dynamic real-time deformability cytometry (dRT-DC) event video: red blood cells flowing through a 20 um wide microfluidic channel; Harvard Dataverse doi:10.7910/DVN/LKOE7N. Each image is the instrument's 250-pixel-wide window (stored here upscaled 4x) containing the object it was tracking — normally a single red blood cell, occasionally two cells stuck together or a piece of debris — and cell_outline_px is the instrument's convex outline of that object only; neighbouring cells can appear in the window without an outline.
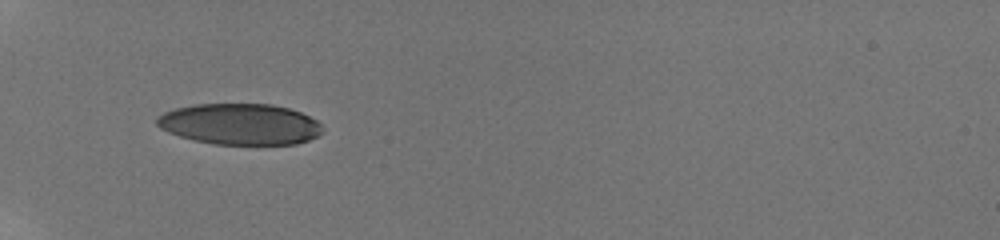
{"species": "human", "species_latin": "Homo sapiens", "temperature_condition": "room temperature", "stored_images_in_passage": 9, "camera_frame_rate_fps": 3000, "um_per_image_px": 0.085, "donor": {"sex": "male"}, "frame": {"image": 1, "passage_image": 1, "time_ms": 0.0, "image_size_px": [1000, 240], "cell_outline_px": [[324, 132], [308, 140], [296, 144], [212, 144], [180, 136], [168, 132], [160, 128], [156, 124], [156, 116], [164, 112], [176, 108], [196, 104], [272, 104], [288, 108], [300, 112], [316, 120], [320, 124]], "centroid_in_image_um": [20.39, 10.55], "position_along_channel_um": 64.6, "area_um2": 39.59}}
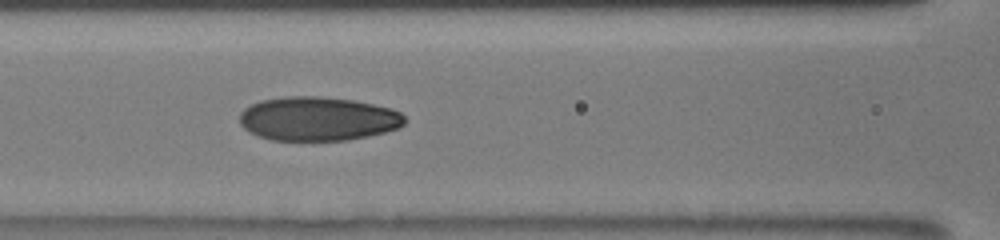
{"frame": {"image": 2, "passage_image": 6, "time_ms": 2.333, "image_size_px": [1000, 240], "cell_outline_px": [[408, 120], [400, 128], [368, 136], [348, 140], [272, 140], [248, 132], [240, 124], [240, 112], [244, 108], [260, 100], [284, 96], [316, 96], [352, 100], [392, 108], [400, 112]], "centroid_in_image_um": [27.03, 10.09], "position_along_channel_um": 139.6, "area_um2": 42.48}}
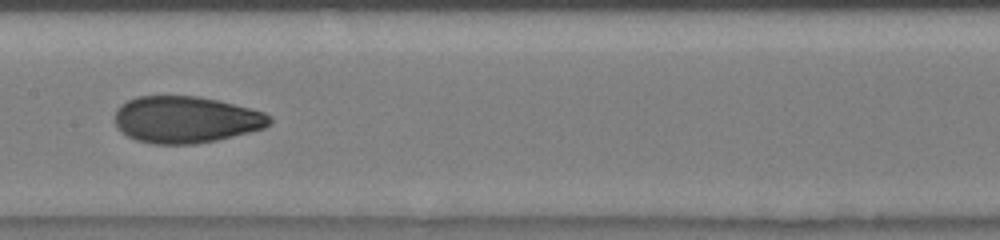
{"frame": {"image": 3, "passage_image": 8, "time_ms": 3.667, "image_size_px": [1000, 240], "cell_outline_px": [[272, 120], [264, 128], [216, 140], [196, 144], [152, 144], [136, 140], [128, 136], [116, 128], [116, 108], [120, 104], [136, 96], [196, 96], [220, 100], [264, 112], [272, 116]], "centroid_in_image_um": [15.78, 10.16], "position_along_channel_um": 191.6, "area_um2": 42.25}}